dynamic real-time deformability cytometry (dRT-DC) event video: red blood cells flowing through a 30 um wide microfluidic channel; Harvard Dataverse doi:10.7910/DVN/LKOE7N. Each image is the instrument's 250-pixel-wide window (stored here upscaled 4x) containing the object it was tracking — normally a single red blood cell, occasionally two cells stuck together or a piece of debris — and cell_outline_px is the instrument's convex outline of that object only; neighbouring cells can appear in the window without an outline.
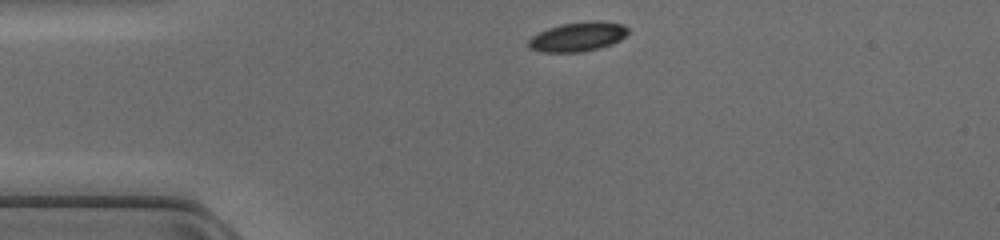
{"species": "common noctule bat (a hibernating species)", "species_latin": "Nyctalus noctula", "temperature_condition": "cold", "stored_images_in_passage": 38, "camera_frame_rate_fps": 3000, "um_per_image_px": 0.085, "animal": {"sex": "female", "body_mass_g": 17.0, "forearm_length_mm": 48.0}, "frame": {"image": 1, "passage_image": 1, "time_ms": 0.0, "image_size_px": [1000, 240], "cell_outline_px": [[628, 32], [620, 40], [612, 44], [600, 48], [580, 52], [540, 52], [528, 48], [528, 40], [532, 36], [548, 28], [560, 24], [592, 20], [600, 20], [624, 24], [628, 28]], "centroid_in_image_um": [49.12, 3.11], "position_along_channel_um": 35.9, "area_um2": 17.22}}
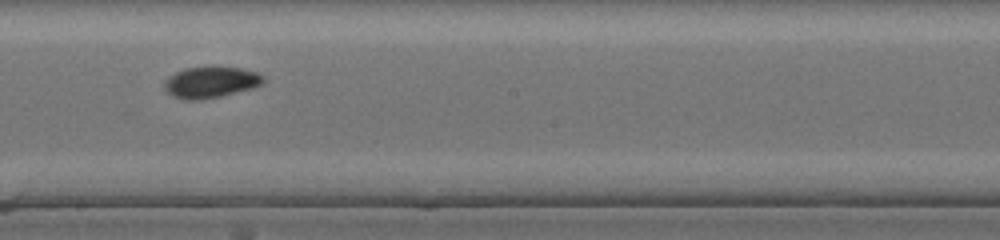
{"frame": {"image": 2, "passage_image": 17, "time_ms": 5.333, "image_size_px": [1000, 240], "cell_outline_px": [[264, 80], [260, 84], [252, 88], [220, 96], [200, 100], [184, 100], [172, 96], [164, 88], [164, 80], [168, 76], [184, 68], [240, 68], [256, 72], [264, 76]], "centroid_in_image_um": [17.86, 7.01], "position_along_channel_um": 230.3, "area_um2": 17.69}}
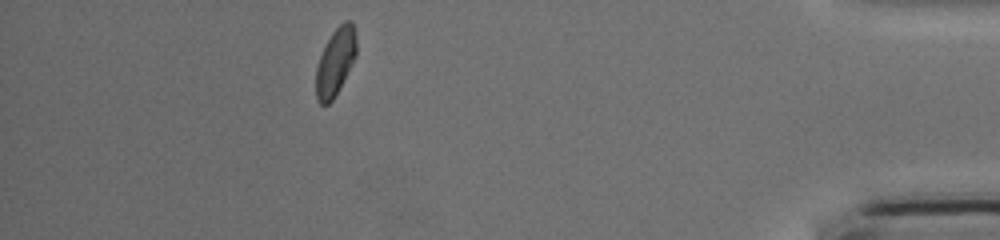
{"frame": {"image": 3, "passage_image": 33, "time_ms": 10.667, "image_size_px": [1000, 240], "cell_outline_px": [[356, 56], [352, 64], [332, 100], [328, 104], [320, 104], [316, 100], [316, 68], [320, 56], [332, 32], [344, 20], [352, 20], [356, 32]], "centroid_in_image_um": [28.52, 5.22], "position_along_channel_um": 406.7, "area_um2": 15.72}}